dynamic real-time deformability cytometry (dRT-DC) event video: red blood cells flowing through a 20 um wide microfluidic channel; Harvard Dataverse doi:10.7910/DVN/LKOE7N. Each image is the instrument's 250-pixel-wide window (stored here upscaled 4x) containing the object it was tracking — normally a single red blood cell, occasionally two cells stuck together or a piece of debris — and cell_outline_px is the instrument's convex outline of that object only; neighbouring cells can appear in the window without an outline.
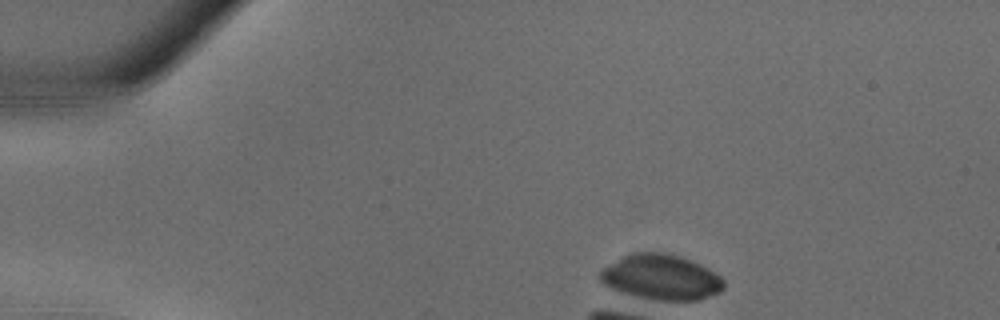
{"species": "common noctule bat (a hibernating species)", "species_latin": "Nyctalus noctula", "temperature_condition": "warm", "stored_images_in_passage": 1, "camera_frame_rate_fps": 3000, "um_per_image_px": 0.085, "animal": {"sex": "male", "body_mass_g": 18.8}, "frame": {"image": 1, "passage_image": 1, "time_ms": 0.0, "image_size_px": [1000, 320], "cell_outline_px": [[724, 288], [720, 292], [700, 300], [644, 300], [620, 292], [604, 284], [600, 280], [600, 272], [604, 268], [624, 256], [632, 252], [664, 252], [680, 256], [700, 264], [708, 268], [720, 276], [724, 280]], "centroid_in_image_um": [56.21, 23.58], "position_along_channel_um": 28.8, "area_um2": 32.77}}